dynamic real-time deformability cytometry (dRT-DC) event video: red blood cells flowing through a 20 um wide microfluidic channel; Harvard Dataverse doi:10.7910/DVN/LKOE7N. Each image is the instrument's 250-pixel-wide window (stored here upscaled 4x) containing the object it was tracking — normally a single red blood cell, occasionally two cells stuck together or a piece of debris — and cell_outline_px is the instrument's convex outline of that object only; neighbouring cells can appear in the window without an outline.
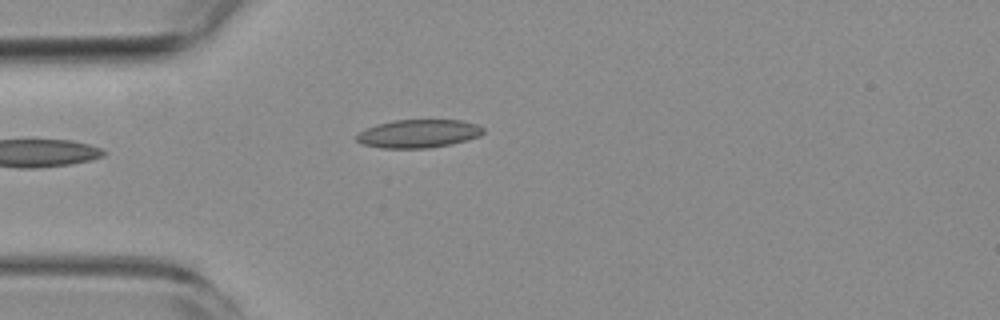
{"species": "common noctule bat (a hibernating species)", "species_latin": "Nyctalus noctula", "temperature_condition": "room temperature", "stored_images_in_passage": 1, "camera_frame_rate_fps": 3000, "um_per_image_px": 0.085, "animal": {"sex": "female", "body_mass_g": 19.3, "forearm_length_mm": 54.1}, "frame": {"image": 1, "passage_image": 1, "time_ms": 0.0, "image_size_px": [1000, 320], "cell_outline_px": [[484, 132], [480, 136], [468, 140], [452, 144], [428, 148], [380, 148], [360, 144], [356, 140], [356, 136], [360, 132], [376, 124], [392, 120], [460, 120], [476, 124], [484, 128]], "centroid_in_image_um": [35.57, 11.36], "position_along_channel_um": 49.4, "area_um2": 20.98}}